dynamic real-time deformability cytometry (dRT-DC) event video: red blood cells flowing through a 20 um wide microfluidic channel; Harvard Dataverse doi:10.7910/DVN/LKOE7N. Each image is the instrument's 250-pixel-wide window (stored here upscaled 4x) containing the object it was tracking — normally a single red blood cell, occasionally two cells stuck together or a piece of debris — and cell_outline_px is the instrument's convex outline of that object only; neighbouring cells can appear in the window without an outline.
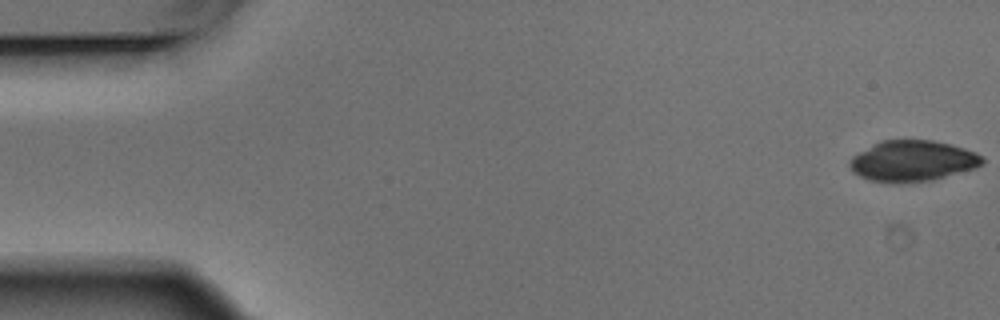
{"species": "Egyptian fruit bat (a non-hibernating species)", "species_latin": "Rousettus aegyptiacus", "temperature_condition": "warm", "stored_images_in_passage": 5, "camera_frame_rate_fps": 3000, "um_per_image_px": 0.085, "animal": {"sex": "male"}, "frame": {"image": 1, "passage_image": 1, "time_ms": 0.0, "image_size_px": [1000, 320], "cell_outline_px": [[984, 164], [976, 168], [932, 180], [904, 184], [892, 184], [868, 180], [852, 172], [848, 164], [852, 156], [872, 144], [880, 140], [932, 140], [964, 148], [976, 152], [984, 156]], "centroid_in_image_um": [77.55, 13.7], "position_along_channel_um": 7.4, "area_um2": 32.14}}